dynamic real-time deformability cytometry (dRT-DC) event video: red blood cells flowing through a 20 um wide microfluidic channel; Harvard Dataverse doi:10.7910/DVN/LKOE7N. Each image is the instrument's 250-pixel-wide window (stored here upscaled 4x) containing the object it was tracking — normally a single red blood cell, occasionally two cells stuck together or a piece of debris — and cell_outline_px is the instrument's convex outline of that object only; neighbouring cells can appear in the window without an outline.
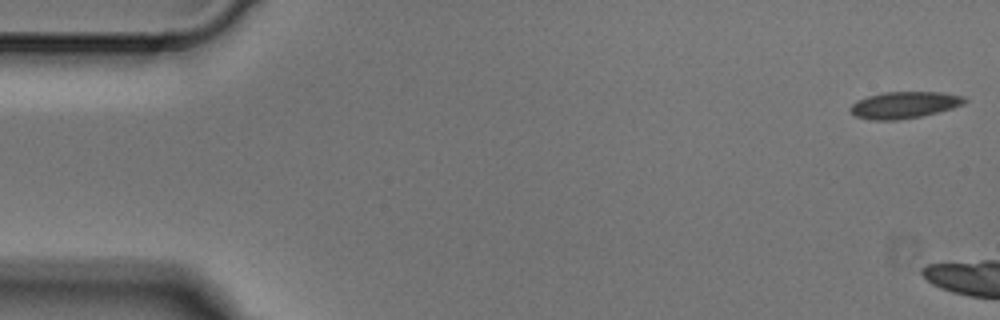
{"species": "Egyptian fruit bat (a non-hibernating species)", "species_latin": "Rousettus aegyptiacus", "temperature_condition": "cold", "stored_images_in_passage": 7, "camera_frame_rate_fps": 3000, "um_per_image_px": 0.085, "animal": {"sex": "male"}, "frame": {"image": 1, "passage_image": 1, "time_ms": 0.0, "image_size_px": [1000, 320], "cell_outline_px": [[968, 100], [964, 104], [952, 108], [920, 116], [896, 120], [872, 120], [856, 116], [848, 108], [856, 100], [868, 96], [884, 92], [944, 92], [964, 96]], "centroid_in_image_um": [76.87, 8.91], "position_along_channel_um": 8.1, "area_um2": 17.74}}
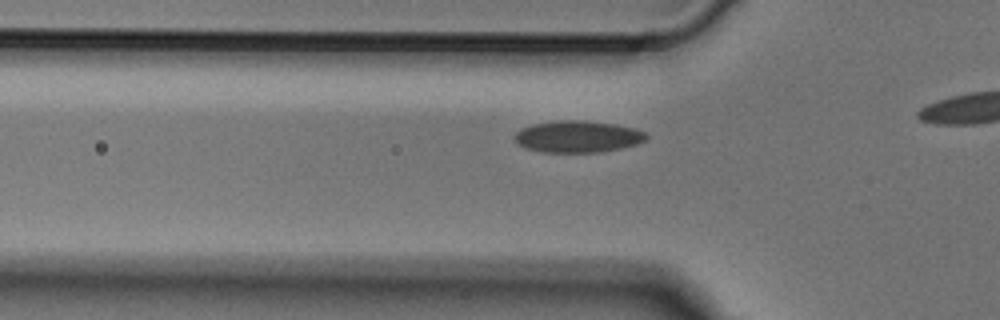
{"frame": {"image": 2, "passage_image": 7, "time_ms": 2.0, "image_size_px": [1000, 320], "cell_outline_px": [[648, 136], [644, 140], [636, 144], [620, 148], [600, 152], [540, 152], [524, 148], [512, 136], [520, 128], [532, 124], [556, 120], [584, 120], [616, 124], [636, 128], [644, 132]], "centroid_in_image_um": [49.07, 11.6], "position_along_channel_um": 76.7, "area_um2": 24.51}}